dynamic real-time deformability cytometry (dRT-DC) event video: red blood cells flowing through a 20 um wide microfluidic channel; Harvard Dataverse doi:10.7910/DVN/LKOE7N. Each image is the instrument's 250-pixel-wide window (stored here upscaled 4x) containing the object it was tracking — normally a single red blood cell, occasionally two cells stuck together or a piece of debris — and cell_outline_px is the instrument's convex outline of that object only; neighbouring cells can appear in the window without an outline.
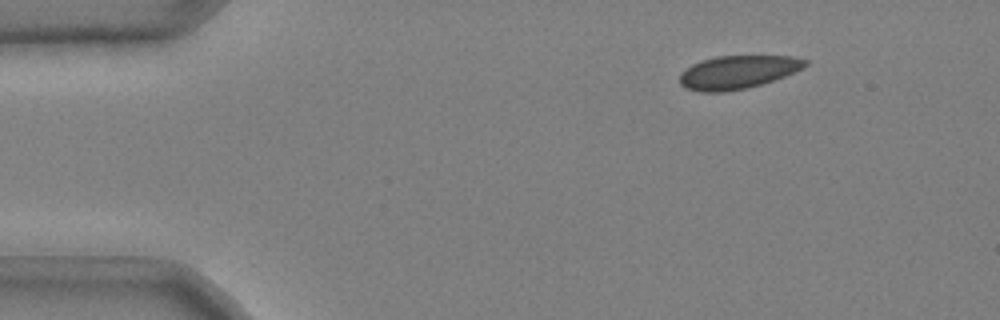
{"species": "common noctule bat (a hibernating species)", "species_latin": "Nyctalus noctula", "temperature_condition": "cold", "stored_images_in_passage": 41, "camera_frame_rate_fps": 3000, "um_per_image_px": 0.085, "animal": {"sex": "male", "body_mass_g": 20.4}, "frame": {"image": 1, "passage_image": 1, "time_ms": 0.0, "image_size_px": [1000, 320], "cell_outline_px": [[808, 64], [784, 76], [748, 88], [724, 92], [700, 92], [684, 88], [680, 84], [680, 72], [692, 64], [700, 60], [716, 56], [792, 56], [808, 60]], "centroid_in_image_um": [62.64, 6.13], "position_along_channel_um": 22.4, "area_um2": 24.28}}
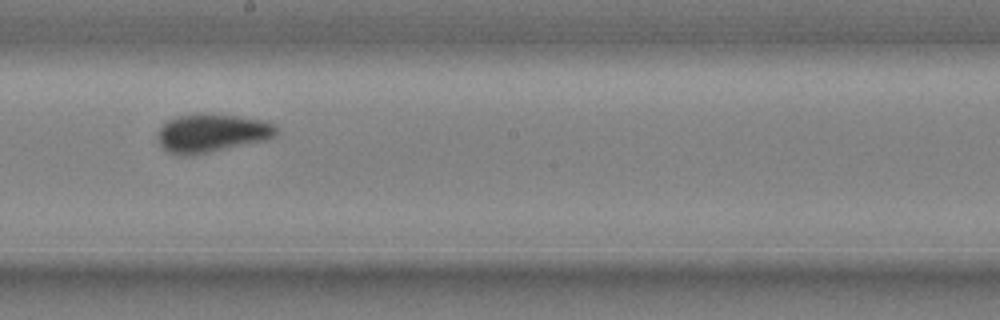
{"frame": {"image": 2, "passage_image": 24, "time_ms": 7.667, "image_size_px": [1000, 320], "cell_outline_px": [[280, 132], [276, 136], [268, 140], [192, 156], [184, 156], [168, 152], [160, 144], [156, 136], [160, 128], [168, 120], [176, 116], [192, 112], [208, 112], [264, 120], [276, 124]], "centroid_in_image_um": [18.03, 11.29], "position_along_channel_um": 230.2, "area_um2": 27.4}}
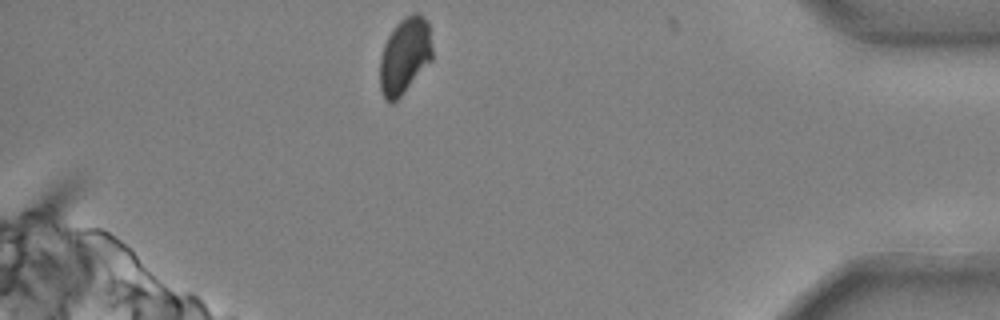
{"frame": {"image": 3, "passage_image": 41, "time_ms": 13.333, "image_size_px": [1000, 320], "cell_outline_px": [[432, 60], [400, 96], [392, 104], [388, 104], [384, 100], [380, 88], [380, 56], [384, 44], [388, 36], [396, 24], [400, 20], [412, 12], [420, 12], [428, 20], [432, 48]], "centroid_in_image_um": [34.4, 4.72], "position_along_channel_um": 400.8, "area_um2": 23.52}, "authors_computed_cell_mechanics": {"area_um2": 25.2008, "velocity_mm_per_s": 3.6689, "shape_relaxation_time_tau1_ms": null, "shape_relaxation_time_tau2_ms": 0.2637, "deformation_change_tau1": null, "deformation_change_tau2": 0.0506}}